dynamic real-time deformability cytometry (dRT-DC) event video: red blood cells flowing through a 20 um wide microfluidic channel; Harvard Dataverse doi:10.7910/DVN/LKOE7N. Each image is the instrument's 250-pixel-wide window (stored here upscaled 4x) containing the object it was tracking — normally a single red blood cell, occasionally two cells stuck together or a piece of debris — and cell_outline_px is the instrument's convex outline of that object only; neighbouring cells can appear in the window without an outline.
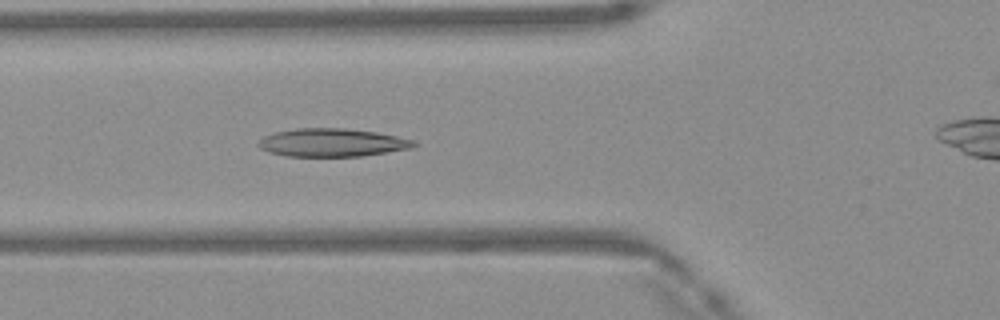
{"species": "Egyptian fruit bat (a non-hibernating species)", "species_latin": "Rousettus aegyptiacus", "temperature_condition": "warm", "stored_images_in_passage": 28, "camera_frame_rate_fps": 3000, "um_per_image_px": 0.085, "frame": {"image": 1, "passage_image": 3, "time_ms": 0.667, "image_size_px": [1000, 320], "cell_outline_px": [[420, 144], [412, 148], [360, 156], [284, 156], [268, 152], [260, 148], [256, 144], [264, 136], [276, 132], [296, 128], [344, 128], [376, 132], [416, 140]], "centroid_in_image_um": [28.24, 12.12], "position_along_channel_um": 97.6, "area_um2": 25.55}}
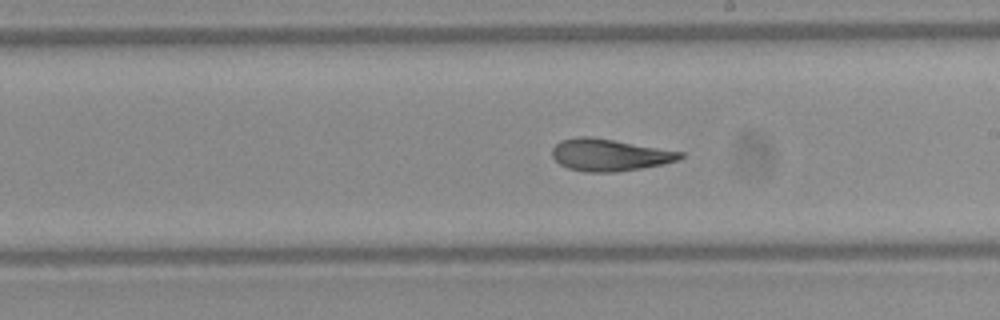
{"frame": {"image": 2, "passage_image": 13, "time_ms": 4.0, "image_size_px": [1000, 320], "cell_outline_px": [[684, 156], [680, 160], [664, 164], [616, 172], [584, 172], [568, 168], [560, 164], [552, 156], [552, 148], [560, 140], [580, 136], [592, 136], [684, 152]], "centroid_in_image_um": [51.82, 13.16], "position_along_channel_um": 237.2, "area_um2": 24.04}}
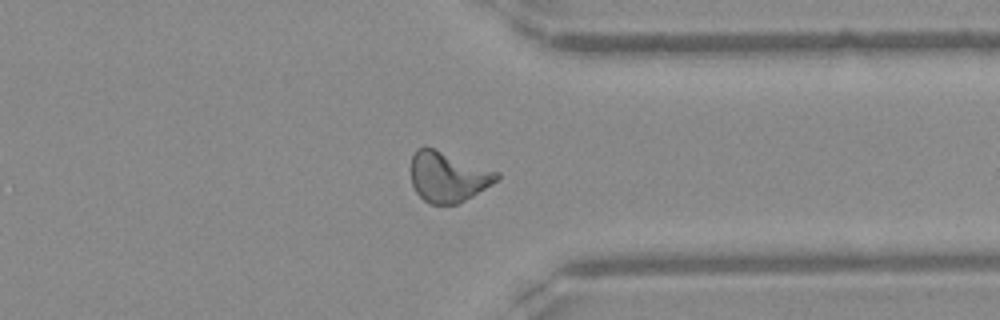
{"frame": {"image": 3, "passage_image": 23, "time_ms": 7.333, "image_size_px": [1000, 320], "cell_outline_px": [[500, 176], [492, 184], [472, 196], [456, 204], [432, 204], [424, 200], [416, 192], [412, 184], [412, 156], [416, 148], [424, 144], [500, 172]], "centroid_in_image_um": [38.07, 14.99], "position_along_channel_um": 373.3, "area_um2": 25.2}}